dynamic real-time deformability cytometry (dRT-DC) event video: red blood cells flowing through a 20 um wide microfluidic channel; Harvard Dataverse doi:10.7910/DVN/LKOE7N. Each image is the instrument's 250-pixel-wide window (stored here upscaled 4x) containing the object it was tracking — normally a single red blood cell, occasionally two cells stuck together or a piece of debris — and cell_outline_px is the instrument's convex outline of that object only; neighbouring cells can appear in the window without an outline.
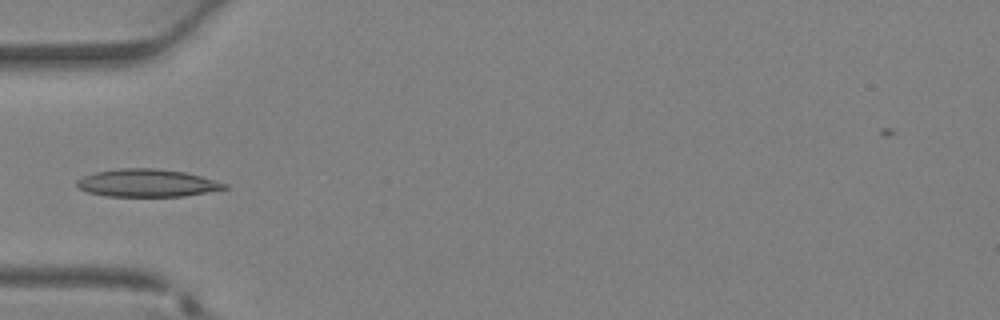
{"species": "Egyptian fruit bat (a non-hibernating species)", "species_latin": "Rousettus aegyptiacus", "temperature_condition": "warm", "stored_images_in_passage": 30, "camera_frame_rate_fps": 3000, "um_per_image_px": 0.085, "animal": {"sex": "female"}, "frame": {"image": 1, "passage_image": 10, "time_ms": 3.0, "image_size_px": [1000, 320], "cell_outline_px": [[228, 188], [184, 196], [108, 196], [88, 192], [76, 188], [76, 180], [84, 176], [96, 172], [120, 168], [156, 168], [184, 172], [200, 176], [228, 184]], "centroid_in_image_um": [12.47, 15.55], "position_along_channel_um": 72.5, "area_um2": 23.7}}
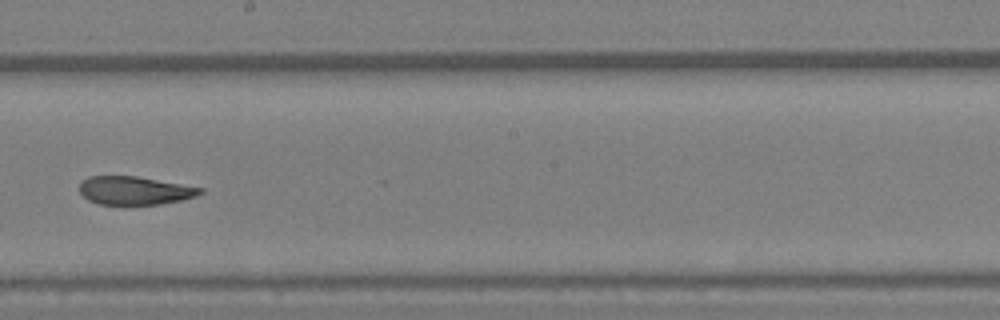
{"frame": {"image": 2, "passage_image": 19, "time_ms": 6.0, "image_size_px": [1000, 320], "cell_outline_px": [[204, 192], [196, 196], [180, 200], [160, 204], [100, 204], [88, 200], [80, 192], [80, 180], [88, 176], [136, 176], [204, 188]], "centroid_in_image_um": [11.43, 16.18], "position_along_channel_um": 236.8, "area_um2": 19.83}}
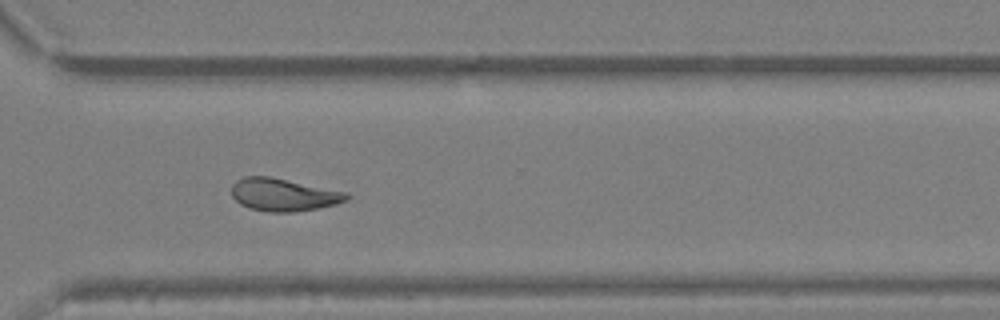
{"frame": {"image": 3, "passage_image": 25, "time_ms": 8.0, "image_size_px": [1000, 320], "cell_outline_px": [[348, 200], [336, 204], [316, 208], [292, 212], [268, 212], [252, 208], [240, 204], [232, 196], [232, 184], [236, 180], [244, 176], [268, 176], [348, 192]], "centroid_in_image_um": [24.08, 16.54], "position_along_channel_um": 346.5, "area_um2": 21.73}}